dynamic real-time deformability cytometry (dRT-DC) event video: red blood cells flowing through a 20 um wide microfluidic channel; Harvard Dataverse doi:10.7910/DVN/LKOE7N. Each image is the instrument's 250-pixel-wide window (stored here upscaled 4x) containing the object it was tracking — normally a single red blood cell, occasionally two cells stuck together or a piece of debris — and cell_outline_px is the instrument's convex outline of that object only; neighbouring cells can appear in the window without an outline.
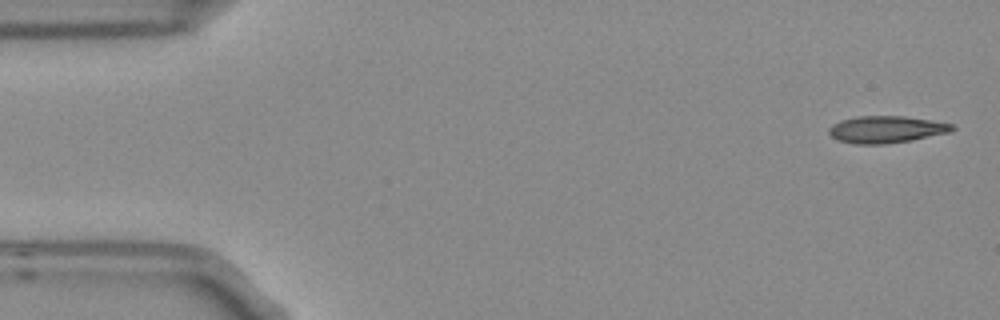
{"species": "Egyptian fruit bat (a non-hibernating species)", "species_latin": "Rousettus aegyptiacus", "temperature_condition": "room temperature", "stored_images_in_passage": 6, "segment_of_instrument_passage": [2, 2], "camera_frame_rate_fps": 3000, "um_per_image_px": 0.085, "frame": {"image": 1, "passage_image": 6, "time_ms": 1.667, "image_size_px": [1000, 320], "cell_outline_px": [[956, 128], [952, 132], [912, 140], [884, 144], [856, 144], [840, 140], [832, 136], [828, 132], [828, 128], [832, 124], [840, 120], [856, 116], [904, 116], [952, 124]], "centroid_in_image_um": [75.33, 11.0], "position_along_channel_um": 9.7, "area_um2": 19.36}}